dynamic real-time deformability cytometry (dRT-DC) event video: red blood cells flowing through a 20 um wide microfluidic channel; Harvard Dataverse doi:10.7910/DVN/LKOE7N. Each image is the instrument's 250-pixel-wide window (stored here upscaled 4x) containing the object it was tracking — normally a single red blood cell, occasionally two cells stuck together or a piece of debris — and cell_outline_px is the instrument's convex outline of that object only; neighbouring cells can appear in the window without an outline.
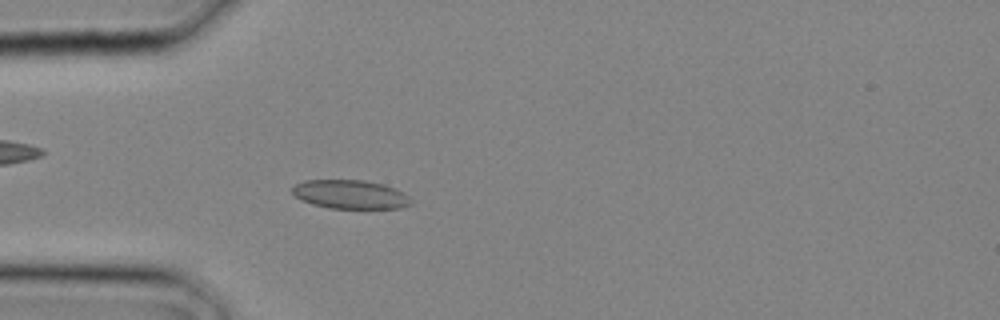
{"species": "common noctule bat (a hibernating species)", "species_latin": "Nyctalus noctula", "temperature_condition": "cold", "stored_images_in_passage": 11, "camera_frame_rate_fps": 3000, "um_per_image_px": 0.085, "animal": {"sex": "male", "body_mass_g": 20.4}, "frame": {"image": 1, "passage_image": 7, "time_ms": 2.0, "image_size_px": [1000, 320], "cell_outline_px": [[412, 204], [400, 208], [328, 208], [312, 204], [300, 200], [292, 192], [292, 188], [296, 184], [304, 180], [364, 180], [384, 184], [396, 188], [404, 192], [408, 196]], "centroid_in_image_um": [29.78, 16.52], "position_along_channel_um": 55.2, "area_um2": 20.0}}
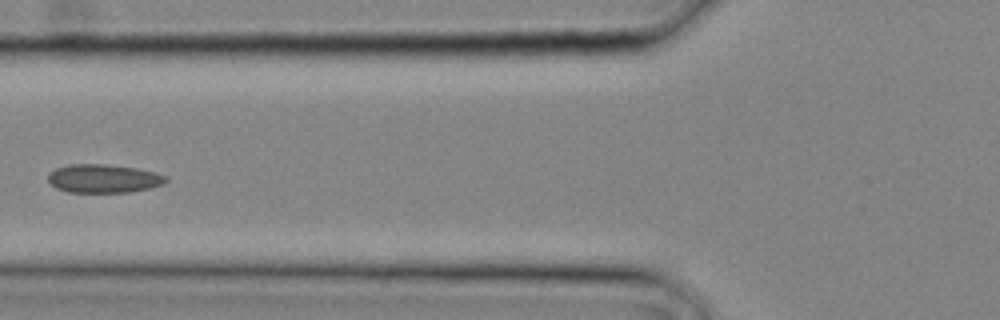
{"frame": {"image": 2, "passage_image": 10, "time_ms": 3.0, "image_size_px": [1000, 320], "cell_outline_px": [[168, 180], [164, 184], [148, 188], [128, 192], [68, 192], [56, 188], [48, 180], [48, 172], [56, 168], [68, 164], [104, 164], [136, 168], [156, 172], [168, 176]], "centroid_in_image_um": [8.8, 15.17], "position_along_channel_um": 117.0, "area_um2": 19.65}}